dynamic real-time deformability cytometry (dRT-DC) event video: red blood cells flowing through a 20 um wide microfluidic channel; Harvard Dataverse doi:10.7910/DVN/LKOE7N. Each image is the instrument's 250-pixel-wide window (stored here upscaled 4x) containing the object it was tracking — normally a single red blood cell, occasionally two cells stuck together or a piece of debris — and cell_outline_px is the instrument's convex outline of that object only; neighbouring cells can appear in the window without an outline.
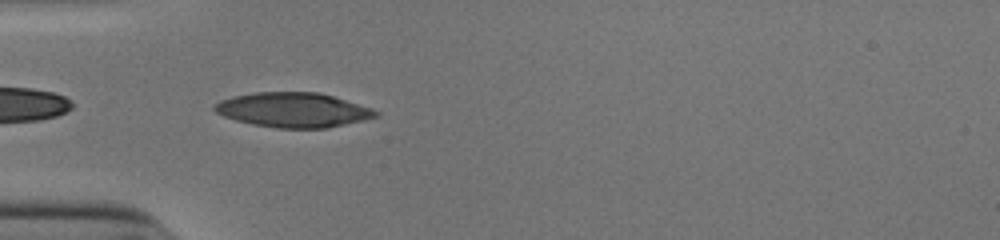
{"species": "human", "species_latin": "Homo sapiens", "temperature_condition": "cold", "stored_images_in_passage": 36, "camera_frame_rate_fps": 3000, "um_per_image_px": 0.085, "donor": {"sex": "male"}, "frame": {"image": 1, "passage_image": 2, "time_ms": 0.333, "image_size_px": [1000, 240], "cell_outline_px": [[380, 116], [364, 120], [328, 128], [276, 128], [252, 124], [236, 120], [224, 116], [216, 112], [212, 108], [212, 104], [220, 100], [232, 96], [256, 92], [320, 92], [372, 108], [380, 112]], "centroid_in_image_um": [24.92, 9.34], "position_along_channel_um": 60.1, "area_um2": 32.77}}
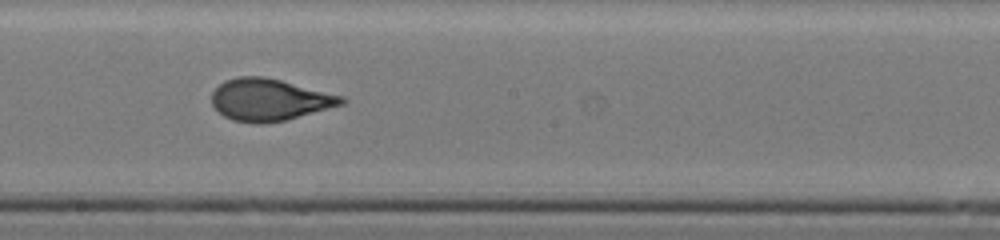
{"frame": {"image": 2, "passage_image": 15, "time_ms": 4.667, "image_size_px": [1000, 240], "cell_outline_px": [[348, 100], [344, 104], [284, 120], [264, 124], [256, 124], [232, 120], [224, 116], [212, 104], [212, 92], [224, 80], [240, 76], [264, 76], [344, 96]], "centroid_in_image_um": [22.9, 8.47], "position_along_channel_um": 225.3, "area_um2": 31.62}}
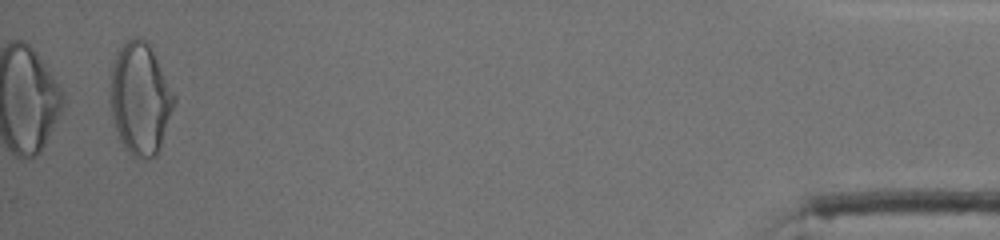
{"frame": {"image": 3, "passage_image": 36, "time_ms": 11.667, "image_size_px": [1000, 240], "cell_outline_px": [[176, 100], [160, 148], [156, 156], [132, 156], [128, 152], [120, 140], [112, 116], [112, 64], [116, 52], [132, 36], [136, 36], [144, 40], [148, 44], [176, 96]], "centroid_in_image_um": [11.93, 8.38], "position_along_channel_um": 423.3, "area_um2": 40.69}, "authors_computed_cell_mechanics": {"area_um2": 32.079, "velocity_mm_per_s": 3.9313, "shape_relaxation_time_tau1_ms": 4.2016, "shape_relaxation_time_tau2_ms": 0.7721, "deformation_change_tau1": 0.2007, "deformation_change_tau2": 0.0694}}